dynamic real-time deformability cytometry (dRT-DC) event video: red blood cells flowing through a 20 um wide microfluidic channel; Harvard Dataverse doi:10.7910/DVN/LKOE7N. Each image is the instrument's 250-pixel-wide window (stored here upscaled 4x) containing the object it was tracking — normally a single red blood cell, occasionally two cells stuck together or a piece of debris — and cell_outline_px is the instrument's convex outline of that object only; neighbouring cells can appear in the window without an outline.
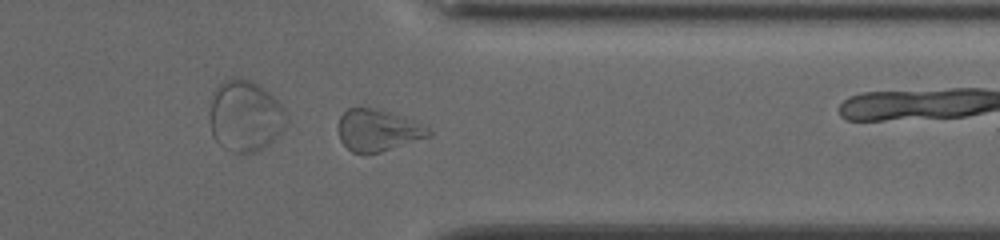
{"species": "common noctule bat (a hibernating species)", "species_latin": "Nyctalus noctula", "temperature_condition": "cold", "stored_images_in_passage": 30, "camera_frame_rate_fps": 3000, "um_per_image_px": 0.085, "animal": {"sex": "female", "body_mass_g": 19.5, "forearm_length_mm": 54.1}, "frame": {"image": 1, "passage_image": 26, "time_ms": 8.333, "image_size_px": [1000, 240], "cell_outline_px": [[432, 136], [380, 152], [352, 152], [340, 140], [340, 116], [348, 108], [372, 108], [388, 112], [428, 124], [432, 132]], "centroid_in_image_um": [32.21, 11.07], "position_along_channel_um": 379.2, "area_um2": 21.79}, "authors_computed_cell_mechanics": {"area_um2": 19.7098, "velocity_mm_per_s": 3.8641, "shape_relaxation_time_tau1_ms": null, "shape_relaxation_time_tau2_ms": 1.85, "deformation_change_tau1": null, "deformation_change_tau2": 0.099}}